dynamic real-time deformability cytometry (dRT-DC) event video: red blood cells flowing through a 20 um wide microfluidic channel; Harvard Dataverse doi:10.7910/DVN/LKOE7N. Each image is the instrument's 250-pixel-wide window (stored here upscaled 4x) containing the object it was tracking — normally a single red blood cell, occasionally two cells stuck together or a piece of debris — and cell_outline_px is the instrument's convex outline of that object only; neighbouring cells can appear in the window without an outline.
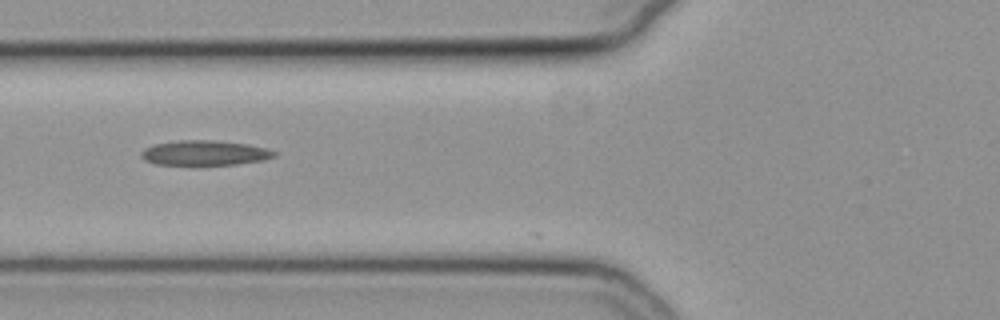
{"species": "common noctule bat (a hibernating species)", "species_latin": "Nyctalus noctula", "temperature_condition": "cold", "stored_images_in_passage": 24, "camera_frame_rate_fps": 3000, "um_per_image_px": 0.085, "animal": {"sex": "female", "body_mass_g": 19.3, "forearm_length_mm": 54.1}, "frame": {"image": 1, "passage_image": 3, "time_ms": 0.667, "image_size_px": [1000, 320], "cell_outline_px": [[276, 156], [264, 160], [236, 164], [192, 168], [156, 164], [144, 160], [140, 156], [140, 152], [144, 148], [156, 144], [176, 140], [212, 140], [248, 144], [264, 148], [276, 152]], "centroid_in_image_um": [17.32, 13.05], "position_along_channel_um": 108.5, "area_um2": 20.29}}
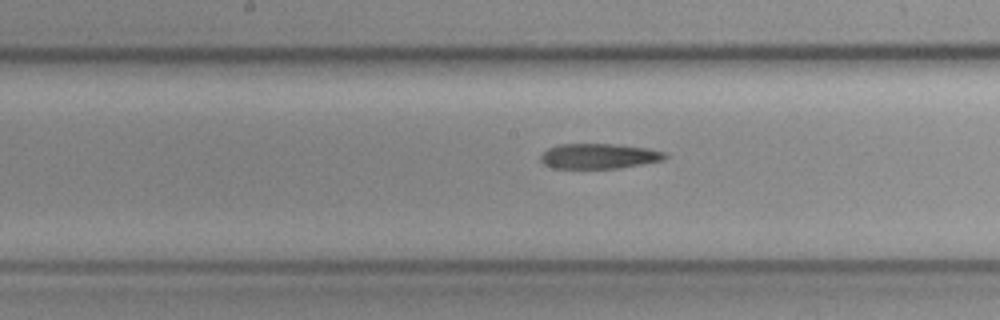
{"frame": {"image": 2, "passage_image": 10, "time_ms": 3.0, "image_size_px": [1000, 320], "cell_outline_px": [[668, 156], [664, 160], [616, 168], [552, 168], [544, 164], [540, 160], [540, 156], [548, 148], [560, 144], [616, 144], [648, 148], [664, 152]], "centroid_in_image_um": [50.9, 13.26], "position_along_channel_um": 197.3, "area_um2": 18.15}}
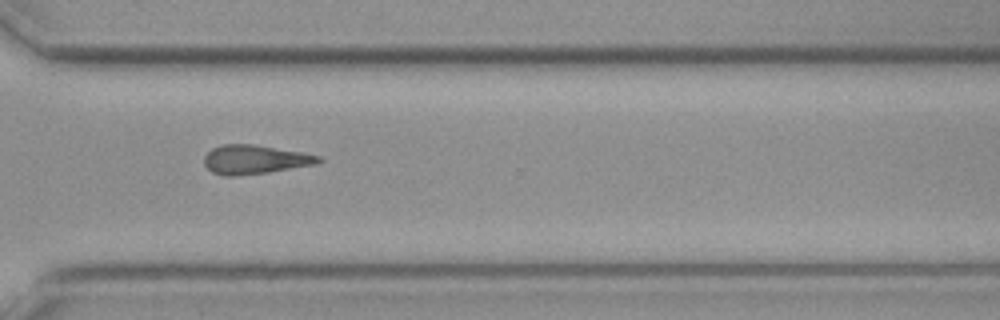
{"frame": {"image": 3, "passage_image": 22, "time_ms": 7.0, "image_size_px": [1000, 320], "cell_outline_px": [[324, 160], [316, 164], [268, 172], [236, 176], [224, 176], [212, 172], [204, 164], [204, 156], [212, 148], [224, 144], [252, 144], [300, 152], [320, 156]], "centroid_in_image_um": [21.64, 13.56], "position_along_channel_um": 349.0, "area_um2": 19.19}}